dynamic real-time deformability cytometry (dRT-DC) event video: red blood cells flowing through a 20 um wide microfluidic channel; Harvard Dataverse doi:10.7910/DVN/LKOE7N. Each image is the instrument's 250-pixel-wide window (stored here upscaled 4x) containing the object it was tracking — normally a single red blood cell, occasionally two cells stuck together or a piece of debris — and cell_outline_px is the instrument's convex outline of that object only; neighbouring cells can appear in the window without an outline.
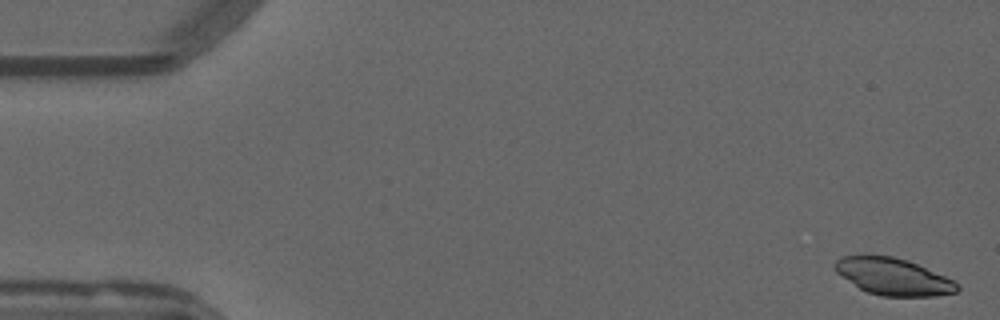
{"species": "common noctule bat (a hibernating species)", "species_latin": "Nyctalus noctula", "temperature_condition": "warm", "stored_images_in_passage": 53, "camera_frame_rate_fps": 3000, "um_per_image_px": 0.085, "animal": {"sex": "male", "forearm_length_mm": 52.5}, "frame": {"image": 1, "passage_image": 1, "time_ms": 0.0, "image_size_px": [1000, 320], "cell_outline_px": [[960, 288], [956, 292], [936, 296], [880, 296], [868, 292], [860, 288], [836, 272], [832, 264], [840, 256], [892, 256], [908, 260], [944, 276], [960, 284]], "centroid_in_image_um": [75.93, 23.52], "position_along_channel_um": 9.1, "area_um2": 26.07}}